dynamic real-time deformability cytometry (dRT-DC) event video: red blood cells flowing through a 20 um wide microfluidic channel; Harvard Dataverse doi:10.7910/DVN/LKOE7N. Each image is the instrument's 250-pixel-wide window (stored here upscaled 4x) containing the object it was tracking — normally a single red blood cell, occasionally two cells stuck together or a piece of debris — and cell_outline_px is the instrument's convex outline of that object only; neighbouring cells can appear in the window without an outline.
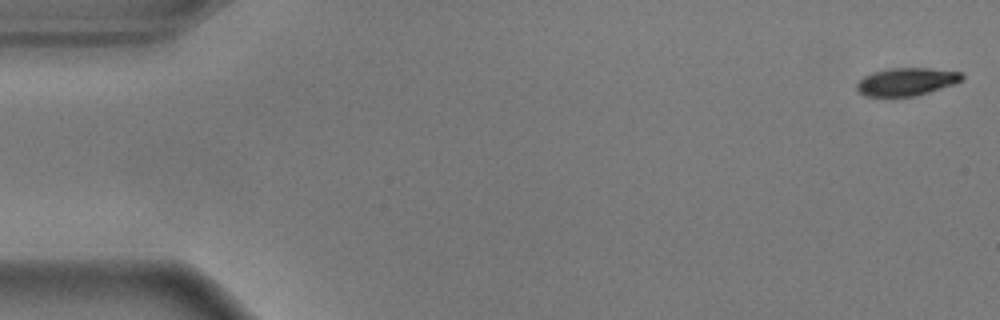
{"species": "common noctule bat (a hibernating species)", "species_latin": "Nyctalus noctula", "temperature_condition": "warm", "stored_images_in_passage": 55, "camera_frame_rate_fps": 3000, "um_per_image_px": 0.085, "animal": {"sex": "male", "body_mass_g": 17.9}, "frame": {"image": 1, "passage_image": 1, "time_ms": 0.0, "image_size_px": [1000, 320], "cell_outline_px": [[964, 80], [956, 84], [916, 96], [864, 96], [856, 88], [856, 84], [864, 76], [872, 72], [888, 68], [932, 68], [964, 72]], "centroid_in_image_um": [77.11, 6.93], "position_along_channel_um": 7.9, "area_um2": 17.34}}
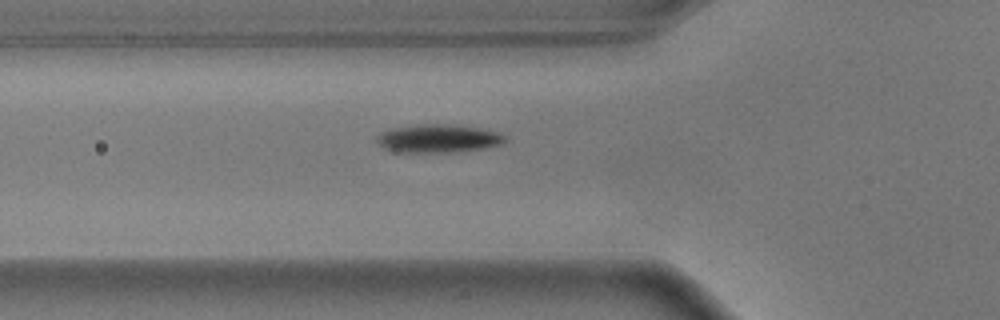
{"frame": {"image": 2, "passage_image": 19, "time_ms": 6.0, "image_size_px": [1000, 320], "cell_outline_px": [[508, 140], [504, 144], [484, 148], [456, 152], [400, 152], [384, 148], [376, 140], [376, 136], [380, 132], [392, 128], [416, 124], [448, 124], [480, 128], [500, 132], [508, 136]], "centroid_in_image_um": [37.31, 11.76], "position_along_channel_um": 88.5, "area_um2": 21.39}}
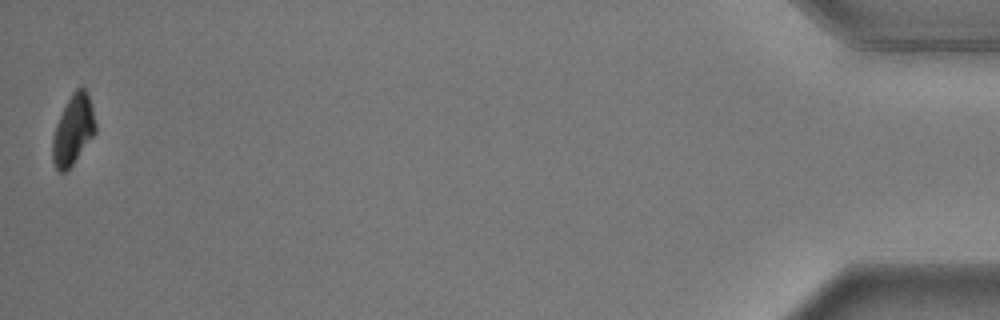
{"frame": {"image": 3, "passage_image": 55, "time_ms": 18.0, "image_size_px": [1000, 320], "cell_outline_px": [[96, 132], [72, 164], [60, 176], [52, 160], [52, 136], [56, 124], [72, 92], [80, 84], [84, 88], [88, 96], [92, 108], [96, 124]], "centroid_in_image_um": [6.2, 11.05], "position_along_channel_um": 429.0, "area_um2": 17.34}, "authors_computed_cell_mechanics": {"area_um2": 20.1722, "velocity_mm_per_s": 3.6174, "shape_relaxation_time_tau1_ms": 2.6272, "shape_relaxation_time_tau2_ms": null, "deformation_change_tau1": 0.1433, "deformation_change_tau2": null}}